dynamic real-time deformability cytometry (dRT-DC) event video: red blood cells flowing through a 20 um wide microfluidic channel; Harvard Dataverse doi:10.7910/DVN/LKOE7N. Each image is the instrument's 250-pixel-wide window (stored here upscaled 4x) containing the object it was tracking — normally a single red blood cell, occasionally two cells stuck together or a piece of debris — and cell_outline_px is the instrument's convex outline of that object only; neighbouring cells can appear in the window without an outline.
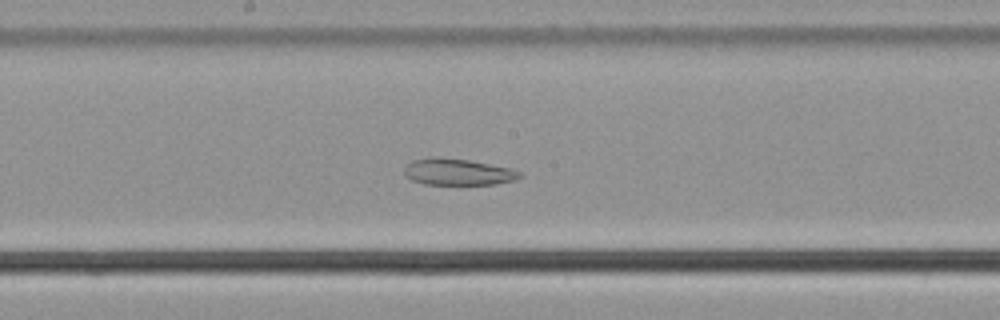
{"species": "common noctule bat (a hibernating species)", "species_latin": "Nyctalus noctula", "temperature_condition": "cold", "stored_images_in_passage": 59, "camera_frame_rate_fps": 3000, "um_per_image_px": 0.085, "animal": {"sex": "male", "body_mass_g": 21.5, "forearm_length_mm": 52.0}, "frame": {"image": 1, "passage_image": 32, "time_ms": 10.333, "image_size_px": [1000, 320], "cell_outline_px": [[524, 176], [516, 180], [496, 184], [424, 184], [412, 180], [404, 176], [404, 168], [412, 160], [432, 156], [436, 156], [468, 160], [512, 168], [520, 172]], "centroid_in_image_um": [38.92, 14.61], "position_along_channel_um": 209.3, "area_um2": 18.03}}
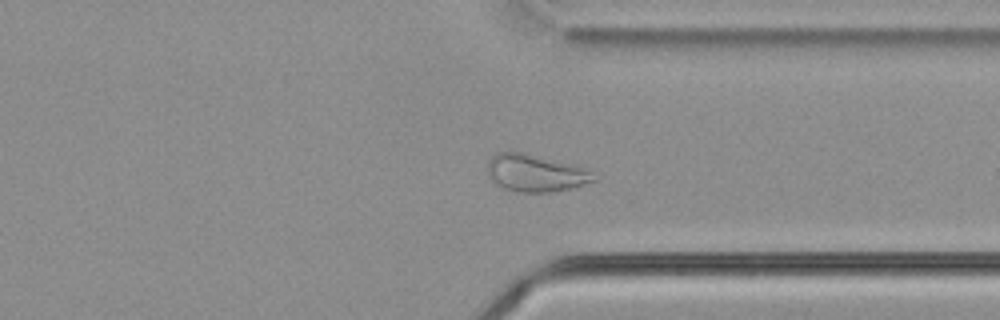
{"frame": {"image": 2, "passage_image": 45, "time_ms": 14.667, "image_size_px": [1000, 320], "cell_outline_px": [[600, 180], [572, 188], [552, 192], [516, 192], [500, 188], [488, 176], [488, 160], [496, 152], [520, 152], [584, 168], [600, 176]], "centroid_in_image_um": [45.53, 14.74], "position_along_channel_um": 365.9, "area_um2": 23.12}}
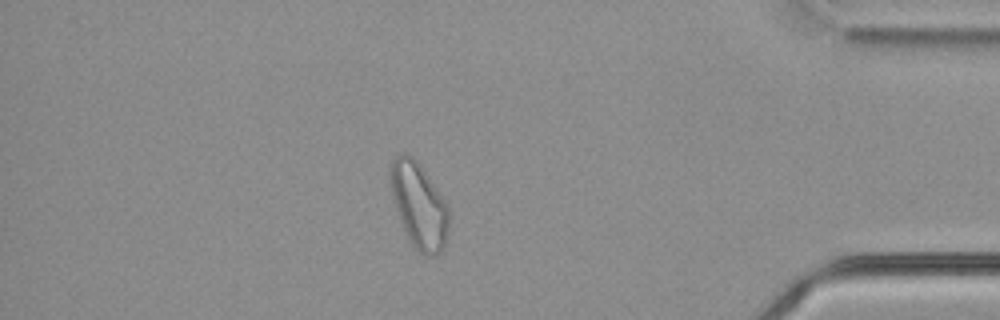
{"frame": {"image": 3, "passage_image": 51, "time_ms": 16.667, "image_size_px": [1000, 320], "cell_outline_px": [[448, 232], [444, 244], [436, 256], [428, 256], [420, 252], [412, 244], [400, 220], [396, 208], [388, 180], [388, 168], [392, 160], [400, 152], [404, 152], [412, 156], [420, 164], [448, 204]], "centroid_in_image_um": [35.58, 17.39], "position_along_channel_um": 399.6, "area_um2": 29.13}, "authors_computed_cell_mechanics": {"area_um2": 28.9, "velocity_mm_per_s": 3.5909, "shape_relaxation_time_tau1_ms": null, "shape_relaxation_time_tau2_ms": 3.8292, "deformation_change_tau1": null, "deformation_change_tau2": 0.109}}